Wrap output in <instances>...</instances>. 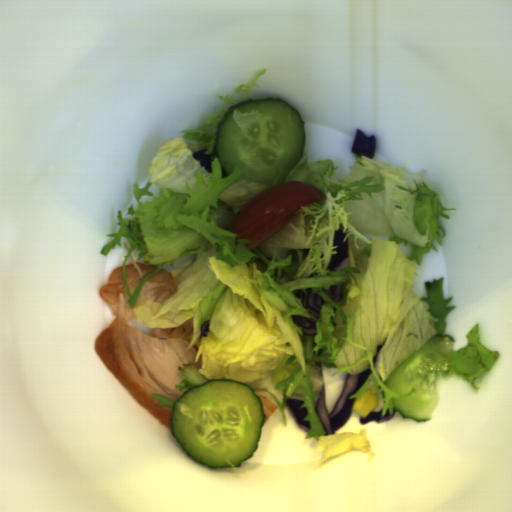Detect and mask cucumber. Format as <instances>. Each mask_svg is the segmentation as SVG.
Instances as JSON below:
<instances>
[{
  "label": "cucumber",
  "instance_id": "cucumber-3",
  "mask_svg": "<svg viewBox=\"0 0 512 512\" xmlns=\"http://www.w3.org/2000/svg\"><path fill=\"white\" fill-rule=\"evenodd\" d=\"M456 342L451 335H433L419 351L393 369L384 387L402 396L414 389L409 397H392L393 412L420 423L431 420L440 401L437 383L442 367L437 360L454 352Z\"/></svg>",
  "mask_w": 512,
  "mask_h": 512
},
{
  "label": "cucumber",
  "instance_id": "cucumber-2",
  "mask_svg": "<svg viewBox=\"0 0 512 512\" xmlns=\"http://www.w3.org/2000/svg\"><path fill=\"white\" fill-rule=\"evenodd\" d=\"M215 149L224 173L267 187L283 183L305 150V122L289 102L274 96L229 106L218 122Z\"/></svg>",
  "mask_w": 512,
  "mask_h": 512
},
{
  "label": "cucumber",
  "instance_id": "cucumber-1",
  "mask_svg": "<svg viewBox=\"0 0 512 512\" xmlns=\"http://www.w3.org/2000/svg\"><path fill=\"white\" fill-rule=\"evenodd\" d=\"M265 418L253 388L211 379L174 401L171 430L195 461L210 468H236L257 451Z\"/></svg>",
  "mask_w": 512,
  "mask_h": 512
}]
</instances>
